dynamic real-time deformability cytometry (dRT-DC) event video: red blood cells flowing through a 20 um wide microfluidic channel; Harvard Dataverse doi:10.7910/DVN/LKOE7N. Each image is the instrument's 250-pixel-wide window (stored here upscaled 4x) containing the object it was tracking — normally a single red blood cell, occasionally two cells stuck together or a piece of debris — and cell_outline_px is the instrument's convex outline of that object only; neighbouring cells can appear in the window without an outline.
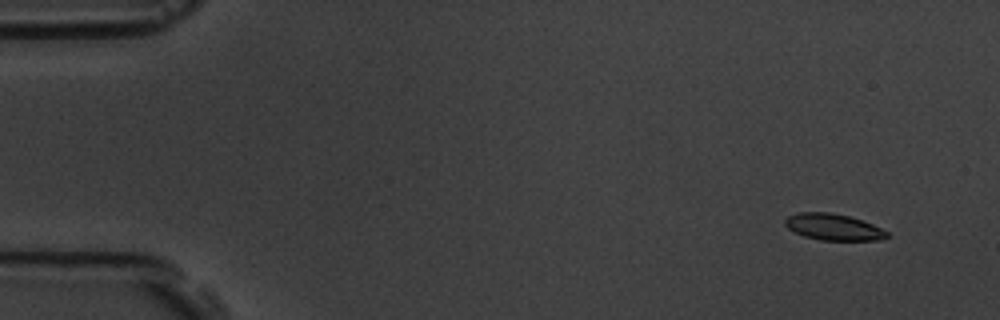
{"species": "common noctule bat (a hibernating species)", "species_latin": "Nyctalus noctula", "temperature_condition": "room temperature", "stored_images_in_passage": 7, "camera_frame_rate_fps": 3000, "um_per_image_px": 0.085, "animal": {"sex": "male", "body_mass_g": 19.5, "forearm_length_mm": 54.6}, "frame": {"image": 1, "passage_image": 2, "time_ms": 1.0, "image_size_px": [1000, 320], "cell_outline_px": [[892, 236], [880, 240], [820, 240], [804, 236], [788, 228], [784, 224], [784, 220], [788, 216], [800, 212], [832, 212], [848, 216], [872, 224], [888, 232]], "centroid_in_image_um": [70.85, 19.3], "position_along_channel_um": 14.2, "area_um2": 15.66}}
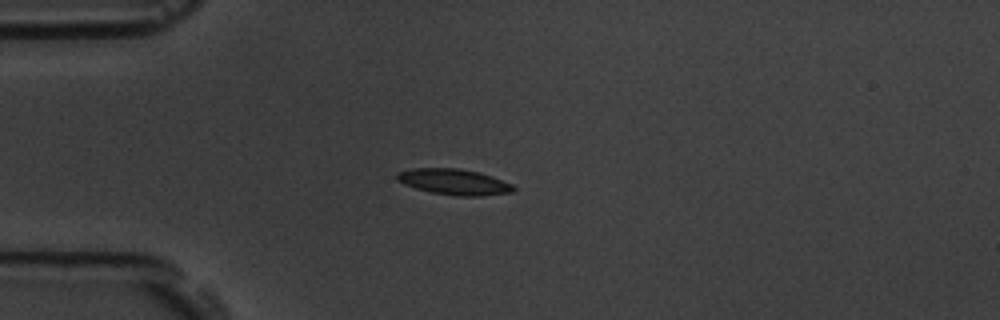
{"frame": {"image": 2, "passage_image": 5, "time_ms": 4.667, "image_size_px": [1000, 320], "cell_outline_px": [[516, 188], [512, 192], [480, 196], [456, 196], [432, 192], [416, 188], [404, 184], [396, 180], [396, 172], [412, 168], [460, 168], [480, 172], [492, 176], [512, 184]], "centroid_in_image_um": [38.58, 15.45], "position_along_channel_um": 46.4, "area_um2": 17.63}}
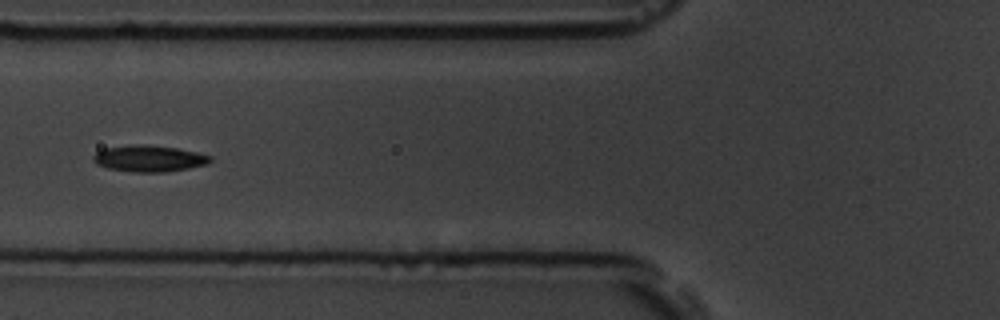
{"frame": {"image": 3, "passage_image": 7, "time_ms": 7.0, "image_size_px": [1000, 320], "cell_outline_px": [[212, 160], [208, 164], [188, 168], [164, 172], [132, 172], [108, 168], [96, 164], [92, 160], [92, 156], [96, 152], [104, 148], [136, 144], [144, 144], [176, 148], [196, 152], [212, 156]], "centroid_in_image_um": [12.65, 13.47], "position_along_channel_um": 113.1, "area_um2": 18.03}}